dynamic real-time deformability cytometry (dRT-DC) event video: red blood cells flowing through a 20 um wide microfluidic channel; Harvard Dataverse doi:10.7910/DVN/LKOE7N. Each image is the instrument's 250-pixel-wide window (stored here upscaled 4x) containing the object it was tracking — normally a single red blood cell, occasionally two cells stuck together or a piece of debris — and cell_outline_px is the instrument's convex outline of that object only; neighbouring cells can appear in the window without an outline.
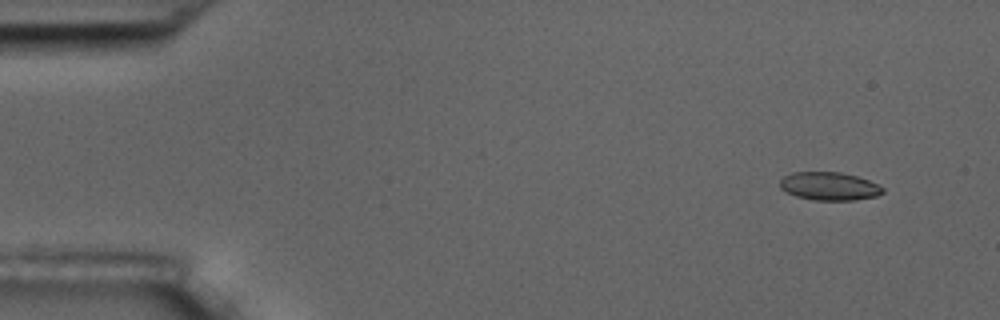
{"species": "common noctule bat (a hibernating species)", "species_latin": "Nyctalus noctula", "temperature_condition": "room temperature", "stored_images_in_passage": 6, "camera_frame_rate_fps": 3000, "um_per_image_px": 0.085, "animal": {"sex": "male", "body_mass_g": 17.5, "forearm_length_mm": 52.3}, "frame": {"image": 1, "passage_image": 1, "time_ms": 0.0, "image_size_px": [1000, 320], "cell_outline_px": [[884, 192], [876, 196], [856, 200], [812, 200], [796, 196], [780, 188], [780, 180], [784, 176], [792, 172], [840, 172], [856, 176], [868, 180], [884, 188]], "centroid_in_image_um": [70.48, 15.83], "position_along_channel_um": 14.5, "area_um2": 16.82}}